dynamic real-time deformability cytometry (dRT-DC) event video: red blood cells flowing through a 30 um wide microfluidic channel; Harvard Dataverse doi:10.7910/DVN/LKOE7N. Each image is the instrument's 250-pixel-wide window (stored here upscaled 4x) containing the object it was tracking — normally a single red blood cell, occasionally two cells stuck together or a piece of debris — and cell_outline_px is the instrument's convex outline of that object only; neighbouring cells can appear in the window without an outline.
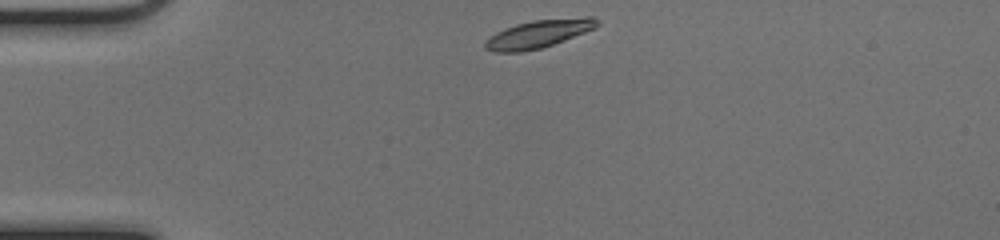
{"species": "common noctule bat (a hibernating species)", "species_latin": "Nyctalus noctula", "temperature_condition": "cold", "stored_images_in_passage": 40, "camera_frame_rate_fps": 3000, "um_per_image_px": 0.085, "animal": {"sex": "female", "body_mass_g": 17.0, "forearm_length_mm": 48.0}, "frame": {"image": 1, "passage_image": 1, "time_ms": 0.0, "image_size_px": [1000, 240], "cell_outline_px": [[600, 24], [596, 28], [564, 40], [540, 48], [520, 52], [492, 52], [484, 48], [484, 40], [496, 32], [504, 28], [516, 24], [532, 20], [584, 16], [592, 16]], "centroid_in_image_um": [45.76, 2.87], "position_along_channel_um": 39.2, "area_um2": 18.38}}
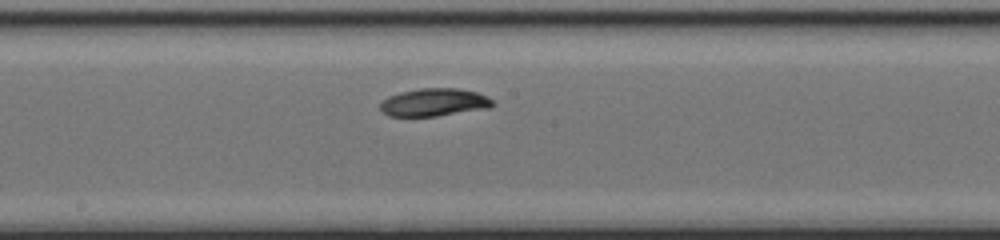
{"frame": {"image": 2, "passage_image": 17, "time_ms": 5.333, "image_size_px": [1000, 240], "cell_outline_px": [[492, 104], [488, 108], [436, 116], [388, 116], [380, 108], [380, 104], [388, 96], [400, 92], [420, 88], [460, 88], [476, 92], [488, 96], [492, 100]], "centroid_in_image_um": [36.89, 8.69], "position_along_channel_um": 211.3, "area_um2": 18.09}}
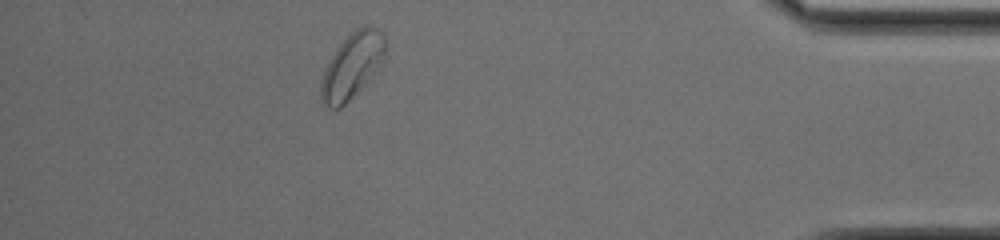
{"frame": {"image": 3, "passage_image": 35, "time_ms": 11.333, "image_size_px": [1000, 240], "cell_outline_px": [[384, 64], [380, 72], [340, 108], [328, 108], [320, 100], [320, 84], [324, 72], [336, 48], [356, 28], [364, 24], [368, 24], [376, 28], [384, 36]], "centroid_in_image_um": [29.97, 5.61], "position_along_channel_um": 405.2, "area_um2": 24.85}, "authors_computed_cell_mechanics": {"area_um2": 18.7561, "velocity_mm_per_s": 3.9762, "shape_relaxation_time_tau1_ms": 1.7891, "shape_relaxation_time_tau2_ms": null, "deformation_change_tau1": 0.1026, "deformation_change_tau2": null}}